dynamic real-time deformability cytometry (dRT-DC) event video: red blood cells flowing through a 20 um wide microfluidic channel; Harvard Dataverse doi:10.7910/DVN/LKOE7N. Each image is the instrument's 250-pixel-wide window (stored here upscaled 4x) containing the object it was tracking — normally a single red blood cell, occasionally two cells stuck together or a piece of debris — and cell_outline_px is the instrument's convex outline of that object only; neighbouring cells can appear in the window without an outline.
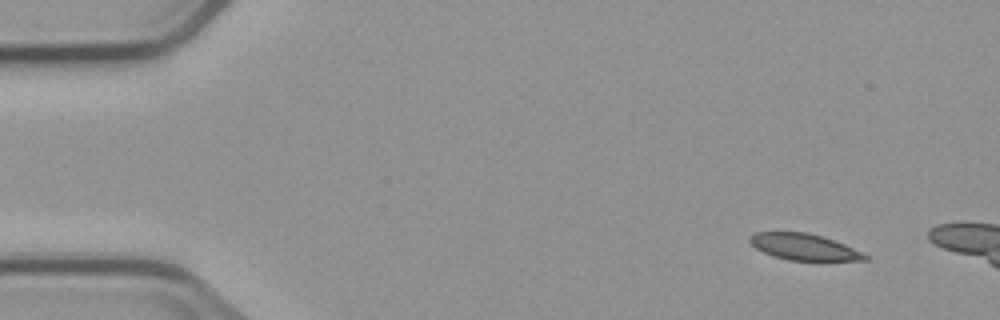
{"species": "common noctule bat (a hibernating species)", "species_latin": "Nyctalus noctula", "temperature_condition": "cold", "stored_images_in_passage": 3, "camera_frame_rate_fps": 3000, "um_per_image_px": 0.085, "animal": {"sex": "male", "body_mass_g": 23.1, "forearm_length_mm": 52.7}, "frame": {"image": 1, "passage_image": 1, "time_ms": 0.0, "image_size_px": [1000, 320], "cell_outline_px": [[868, 260], [788, 260], [772, 256], [756, 248], [748, 240], [748, 236], [756, 232], [808, 232], [824, 236], [844, 244], [868, 256]], "centroid_in_image_um": [68.29, 20.97], "position_along_channel_um": 16.7, "area_um2": 17.57}}